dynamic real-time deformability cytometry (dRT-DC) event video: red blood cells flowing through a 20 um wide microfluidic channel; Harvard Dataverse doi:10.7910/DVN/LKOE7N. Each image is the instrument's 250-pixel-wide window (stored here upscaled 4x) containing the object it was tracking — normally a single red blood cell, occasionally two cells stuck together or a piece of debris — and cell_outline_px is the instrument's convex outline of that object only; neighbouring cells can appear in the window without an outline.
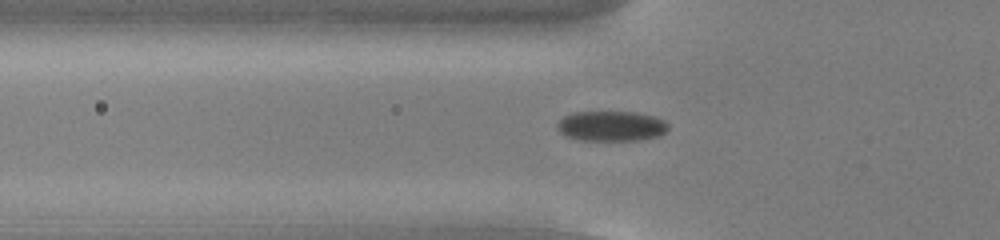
{"species": "common noctule bat (a hibernating species)", "species_latin": "Nyctalus noctula", "temperature_condition": "cold", "stored_images_in_passage": 39, "camera_frame_rate_fps": 3000, "um_per_image_px": 0.085, "animal": {"sex": "male", "body_mass_g": 13.0, "forearm_length_mm": 53.1}, "frame": {"image": 1, "passage_image": 3, "time_ms": 0.667, "image_size_px": [1000, 240], "cell_outline_px": [[668, 128], [660, 136], [640, 140], [580, 140], [564, 136], [560, 132], [556, 124], [564, 116], [572, 112], [636, 112], [656, 116], [664, 120], [668, 124]], "centroid_in_image_um": [51.97, 10.71], "position_along_channel_um": 73.8, "area_um2": 19.65}}
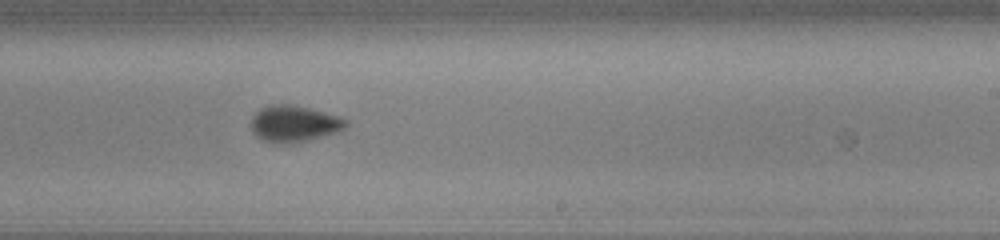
{"frame": {"image": 2, "passage_image": 18, "time_ms": 5.667, "image_size_px": [1000, 240], "cell_outline_px": [[348, 124], [344, 128], [336, 132], [308, 140], [292, 144], [280, 144], [264, 140], [256, 136], [252, 132], [252, 116], [260, 108], [272, 104], [288, 104], [308, 108], [340, 116], [348, 120]], "centroid_in_image_um": [24.99, 10.52], "position_along_channel_um": 264.0, "area_um2": 20.11}}
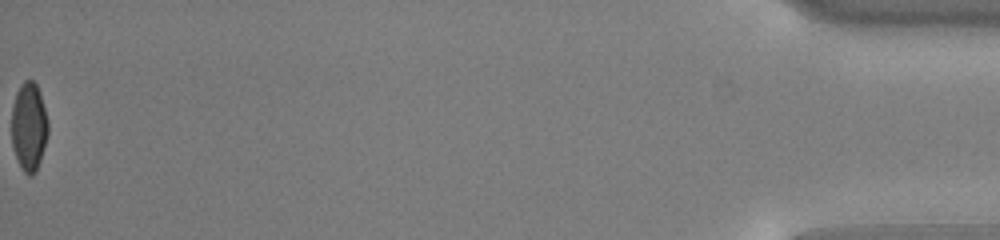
{"frame": {"image": 3, "passage_image": 39, "time_ms": 12.667, "image_size_px": [1000, 240], "cell_outline_px": [[48, 132], [40, 160], [36, 172], [32, 176], [28, 176], [24, 172], [16, 156], [12, 144], [12, 104], [16, 92], [20, 84], [24, 80], [32, 80], [36, 84], [40, 92], [48, 120]], "centroid_in_image_um": [2.46, 10.74], "position_along_channel_um": 432.7, "area_um2": 18.79}, "authors_computed_cell_mechanics": {"area_um2": 19.8832, "velocity_mm_per_s": 3.8037, "shape_relaxation_time_tau1_ms": 3.5247, "shape_relaxation_time_tau2_ms": null, "deformation_change_tau1": 0.1007, "deformation_change_tau2": null}}